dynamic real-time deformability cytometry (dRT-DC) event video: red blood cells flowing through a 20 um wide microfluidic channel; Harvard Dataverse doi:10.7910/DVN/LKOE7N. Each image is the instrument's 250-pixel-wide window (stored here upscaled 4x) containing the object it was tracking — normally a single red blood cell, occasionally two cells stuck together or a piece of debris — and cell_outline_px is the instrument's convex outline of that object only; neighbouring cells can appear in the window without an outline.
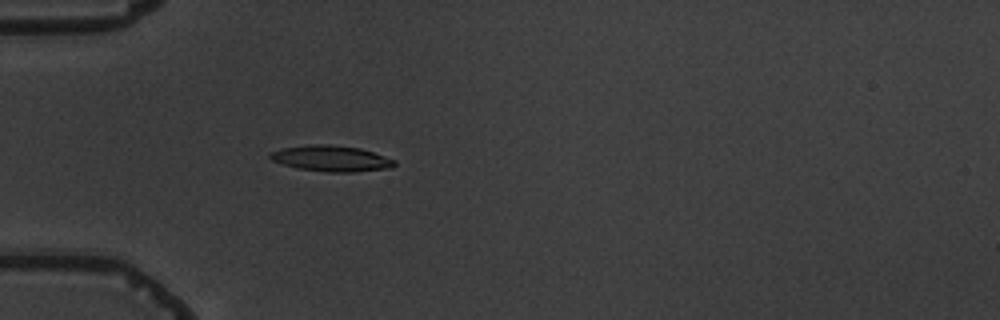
{"species": "common noctule bat (a hibernating species)", "species_latin": "Nyctalus noctula", "temperature_condition": "warm", "stored_images_in_passage": 5, "camera_frame_rate_fps": 3000, "um_per_image_px": 0.085, "animal": {"sex": "male", "body_mass_g": 19.5, "forearm_length_mm": 54.6}, "frame": {"image": 1, "passage_image": 5, "time_ms": 5.0, "image_size_px": [1000, 320], "cell_outline_px": [[396, 164], [392, 168], [352, 172], [328, 172], [296, 168], [272, 160], [268, 156], [268, 152], [280, 148], [312, 144], [328, 144], [360, 148], [396, 160]], "centroid_in_image_um": [28.13, 13.47], "position_along_channel_um": 56.9, "area_um2": 18.84}}